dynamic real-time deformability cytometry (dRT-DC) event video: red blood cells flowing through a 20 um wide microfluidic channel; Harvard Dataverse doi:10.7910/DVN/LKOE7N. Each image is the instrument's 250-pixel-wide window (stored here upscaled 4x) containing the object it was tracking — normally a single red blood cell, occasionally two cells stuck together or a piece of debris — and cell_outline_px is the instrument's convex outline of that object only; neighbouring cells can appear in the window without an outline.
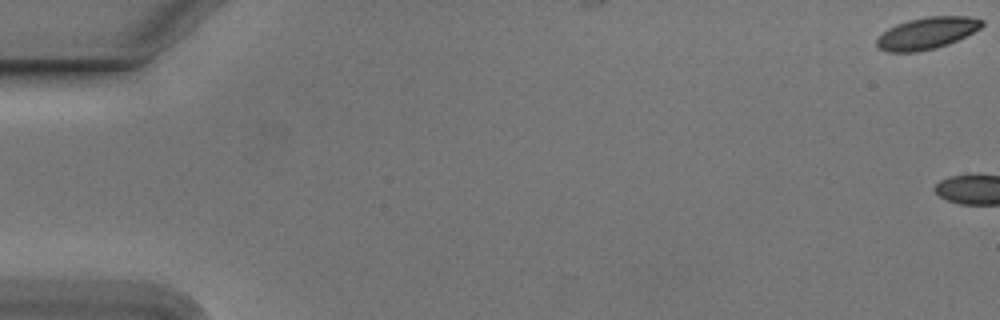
{"species": "Egyptian fruit bat (a non-hibernating species)", "species_latin": "Rousettus aegyptiacus", "temperature_condition": "cold", "stored_images_in_passage": 4, "camera_frame_rate_fps": 3000, "um_per_image_px": 0.085, "animal": {"sex": "male"}, "frame": {"image": 1, "passage_image": 1, "time_ms": 0.0, "image_size_px": [1000, 320], "cell_outline_px": [[984, 24], [980, 28], [948, 44], [936, 48], [916, 52], [888, 52], [880, 48], [876, 44], [876, 40], [888, 28], [896, 24], [908, 20], [928, 16], [968, 16], [984, 20]], "centroid_in_image_um": [78.78, 2.81], "position_along_channel_um": 6.2, "area_um2": 19.36}}